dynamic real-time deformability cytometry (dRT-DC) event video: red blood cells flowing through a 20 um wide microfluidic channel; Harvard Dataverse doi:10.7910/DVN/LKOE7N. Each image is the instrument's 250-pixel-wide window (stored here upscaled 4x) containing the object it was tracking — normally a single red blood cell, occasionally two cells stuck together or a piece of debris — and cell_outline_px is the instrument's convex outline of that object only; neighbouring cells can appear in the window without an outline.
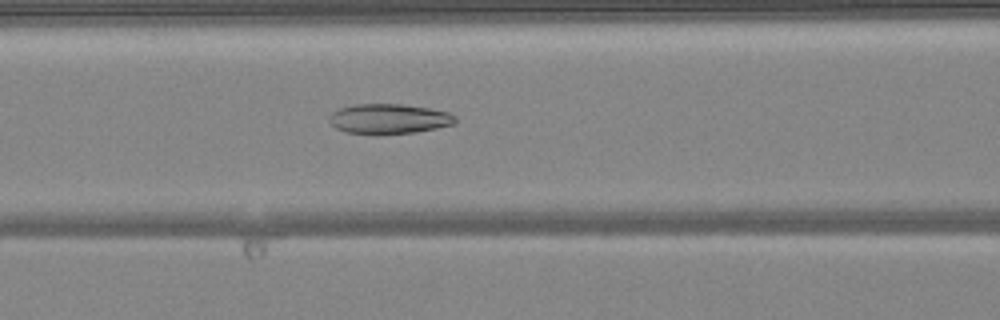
{"species": "common noctule bat (a hibernating species)", "species_latin": "Nyctalus noctula", "temperature_condition": "warm", "stored_images_in_passage": 43, "camera_frame_rate_fps": 3000, "um_per_image_px": 0.085, "animal": {"sex": "female", "body_mass_g": 24.6, "forearm_length_mm": 56.2}, "frame": {"image": 1, "passage_image": 21, "time_ms": 6.667, "image_size_px": [1000, 320], "cell_outline_px": [[456, 120], [452, 124], [436, 128], [416, 132], [376, 136], [344, 132], [336, 128], [328, 120], [328, 116], [332, 112], [340, 108], [352, 104], [404, 104], [428, 108], [448, 112], [456, 116]], "centroid_in_image_um": [33.0, 10.12], "position_along_channel_um": 133.6, "area_um2": 22.48}}
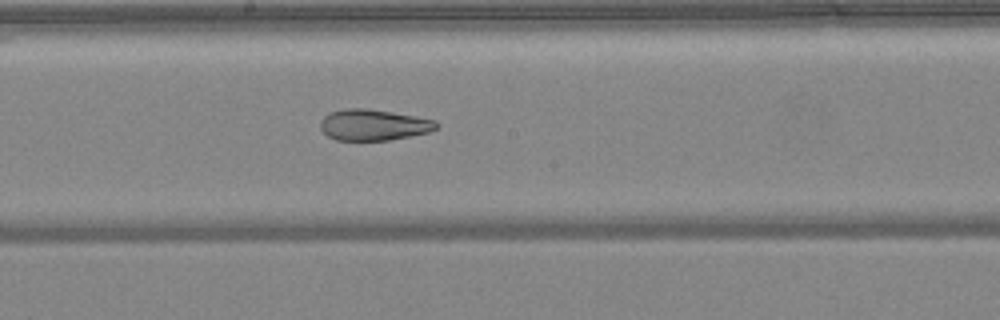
{"frame": {"image": 2, "passage_image": 27, "time_ms": 8.667, "image_size_px": [1000, 320], "cell_outline_px": [[440, 124], [436, 128], [428, 132], [388, 140], [336, 140], [328, 136], [320, 128], [320, 120], [324, 116], [332, 112], [344, 108], [364, 108], [392, 112], [436, 120]], "centroid_in_image_um": [31.73, 10.61], "position_along_channel_um": 216.5, "area_um2": 20.87}}
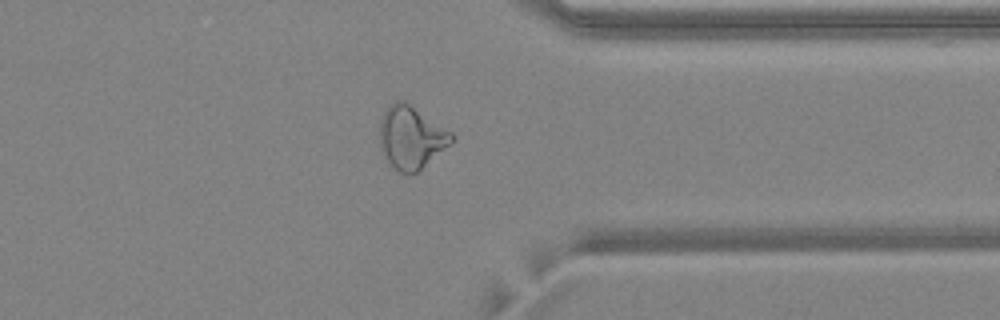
{"frame": {"image": 3, "passage_image": 39, "time_ms": 12.667, "image_size_px": [1000, 320], "cell_outline_px": [[452, 140], [448, 144], [416, 172], [408, 176], [400, 172], [388, 160], [380, 148], [380, 120], [384, 112], [396, 100], [404, 100], [452, 132]], "centroid_in_image_um": [34.91, 11.66], "position_along_channel_um": 376.5, "area_um2": 25.49}}